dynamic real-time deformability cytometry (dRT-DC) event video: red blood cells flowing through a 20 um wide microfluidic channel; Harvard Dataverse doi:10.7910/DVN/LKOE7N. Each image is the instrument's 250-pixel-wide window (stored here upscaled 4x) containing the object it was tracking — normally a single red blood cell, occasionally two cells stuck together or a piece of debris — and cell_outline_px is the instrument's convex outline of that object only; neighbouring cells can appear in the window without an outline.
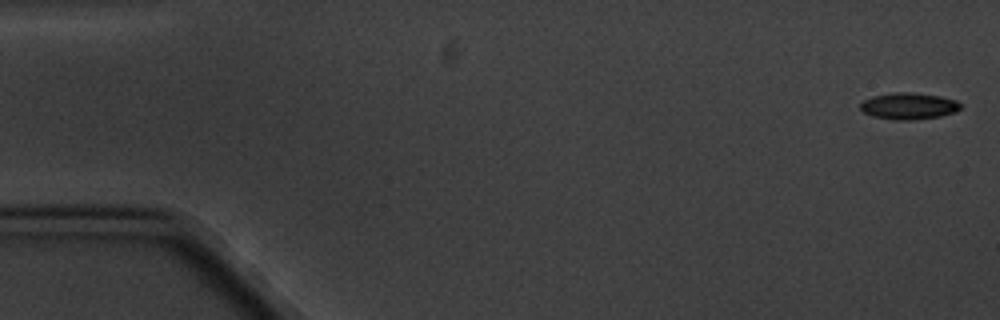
{"species": "common noctule bat (a hibernating species)", "species_latin": "Nyctalus noctula", "temperature_condition": "cold", "stored_images_in_passage": 8, "camera_frame_rate_fps": 3000, "um_per_image_px": 0.085, "animal": {"sex": "male", "body_mass_g": 20.1, "forearm_length_mm": 53.5}, "frame": {"image": 1, "passage_image": 1, "time_ms": 0.0, "image_size_px": [1000, 320], "cell_outline_px": [[960, 108], [956, 112], [940, 116], [908, 120], [896, 120], [872, 116], [864, 112], [860, 108], [860, 104], [864, 100], [872, 96], [892, 92], [912, 92], [940, 96], [956, 100], [960, 104]], "centroid_in_image_um": [77.23, 9.0], "position_along_channel_um": 7.8, "area_um2": 15.49}}
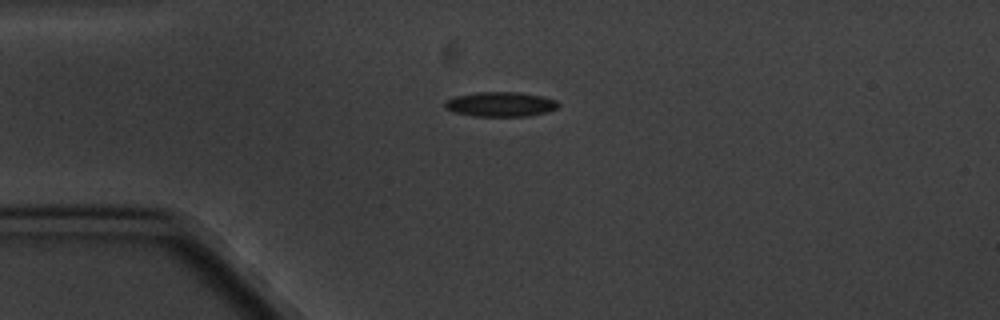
{"frame": {"image": 2, "passage_image": 4, "time_ms": 4.333, "image_size_px": [1000, 320], "cell_outline_px": [[560, 104], [556, 108], [548, 112], [528, 116], [472, 116], [456, 112], [444, 108], [444, 104], [448, 100], [456, 96], [476, 92], [520, 92], [544, 96], [556, 100]], "centroid_in_image_um": [42.58, 8.86], "position_along_channel_um": 42.4, "area_um2": 16.36}}